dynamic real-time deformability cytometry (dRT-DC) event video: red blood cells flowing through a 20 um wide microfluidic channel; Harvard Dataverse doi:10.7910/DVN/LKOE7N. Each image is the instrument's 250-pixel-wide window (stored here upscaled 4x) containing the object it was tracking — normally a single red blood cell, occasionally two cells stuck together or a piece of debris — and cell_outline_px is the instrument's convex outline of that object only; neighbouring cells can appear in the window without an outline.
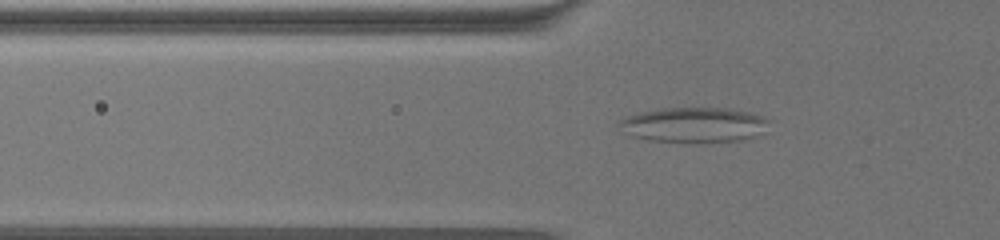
{"species": "common noctule bat (a hibernating species)", "species_latin": "Nyctalus noctula", "temperature_condition": "warm", "stored_images_in_passage": 41, "camera_frame_rate_fps": 3000, "um_per_image_px": 0.085, "animal": {"sex": "female", "body_mass_g": 19.5, "forearm_length_mm": 54.1}, "frame": {"image": 1, "passage_image": 8, "time_ms": 2.333, "image_size_px": [1000, 240], "cell_outline_px": [[772, 120], [764, 132], [740, 140], [700, 144], [684, 144], [648, 140], [632, 136], [616, 124], [620, 120], [628, 116], [660, 108], [728, 108], [760, 116]], "centroid_in_image_um": [58.99, 10.65], "position_along_channel_um": 66.8, "area_um2": 31.04}}
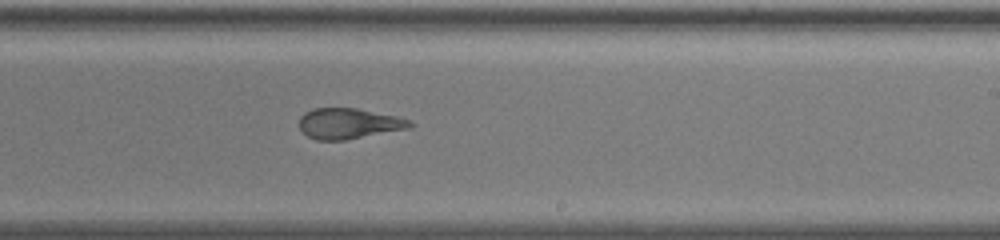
{"frame": {"image": 2, "passage_image": 26, "time_ms": 8.333, "image_size_px": [1000, 240], "cell_outline_px": [[416, 124], [412, 128], [344, 140], [316, 140], [308, 136], [300, 128], [300, 116], [304, 112], [312, 108], [356, 108], [396, 116], [408, 120]], "centroid_in_image_um": [29.66, 10.5], "position_along_channel_um": 259.3, "area_um2": 19.77}}
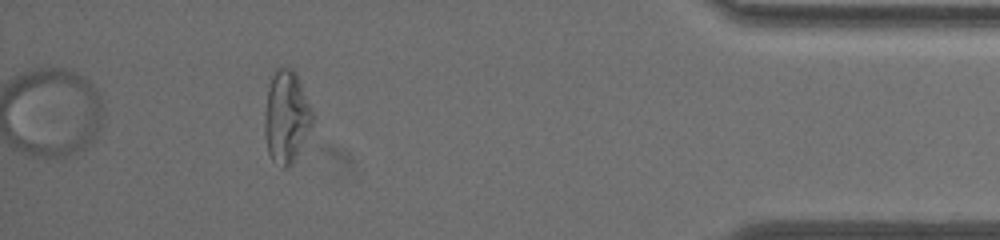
{"frame": {"image": 3, "passage_image": 40, "time_ms": 13.0, "image_size_px": [1000, 240], "cell_outline_px": [[312, 124], [292, 164], [288, 168], [280, 168], [272, 160], [268, 152], [264, 136], [264, 116], [268, 76], [276, 68], [288, 68], [296, 72], [312, 112]], "centroid_in_image_um": [24.28, 9.91], "position_along_channel_um": 410.9, "area_um2": 25.95}}